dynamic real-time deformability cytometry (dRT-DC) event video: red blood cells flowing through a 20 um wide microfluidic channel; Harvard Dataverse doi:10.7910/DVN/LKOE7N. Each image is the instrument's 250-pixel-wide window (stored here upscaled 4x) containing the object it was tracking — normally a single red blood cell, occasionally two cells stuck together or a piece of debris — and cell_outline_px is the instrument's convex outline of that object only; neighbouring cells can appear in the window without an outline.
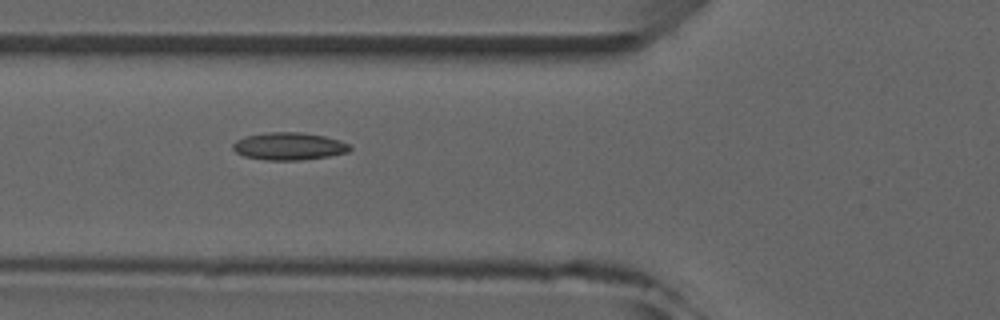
{"species": "common noctule bat (a hibernating species)", "species_latin": "Nyctalus noctula", "temperature_condition": "room temperature", "stored_images_in_passage": 8, "camera_frame_rate_fps": 3000, "um_per_image_px": 0.085, "animal": {"sex": "male", "forearm_length_mm": 52.5}, "frame": {"image": 1, "passage_image": 6, "time_ms": 5.667, "image_size_px": [1000, 320], "cell_outline_px": [[352, 148], [348, 152], [328, 156], [300, 160], [264, 160], [244, 156], [236, 152], [232, 148], [232, 144], [236, 140], [248, 136], [268, 132], [304, 132], [324, 136], [340, 140], [348, 144]], "centroid_in_image_um": [24.56, 12.43], "position_along_channel_um": 101.2, "area_um2": 18.73}}
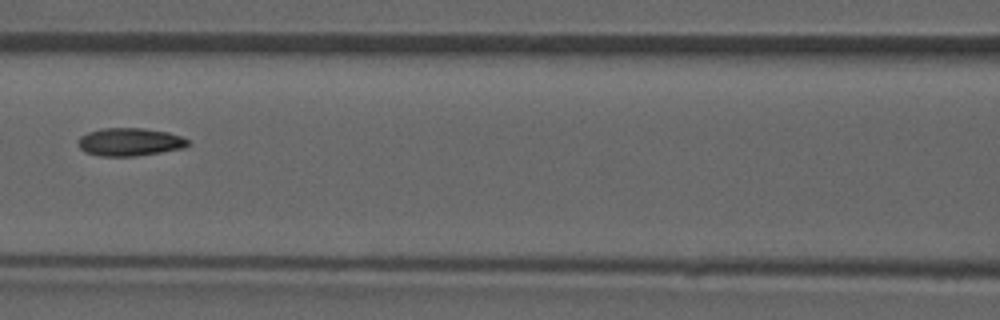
{"frame": {"image": 2, "passage_image": 7, "time_ms": 7.0, "image_size_px": [1000, 320], "cell_outline_px": [[192, 144], [184, 148], [136, 156], [100, 156], [84, 152], [80, 148], [80, 136], [88, 132], [100, 128], [144, 128], [168, 132], [180, 136], [188, 140]], "centroid_in_image_um": [11.05, 12.06], "position_along_channel_um": 155.5, "area_um2": 17.92}}